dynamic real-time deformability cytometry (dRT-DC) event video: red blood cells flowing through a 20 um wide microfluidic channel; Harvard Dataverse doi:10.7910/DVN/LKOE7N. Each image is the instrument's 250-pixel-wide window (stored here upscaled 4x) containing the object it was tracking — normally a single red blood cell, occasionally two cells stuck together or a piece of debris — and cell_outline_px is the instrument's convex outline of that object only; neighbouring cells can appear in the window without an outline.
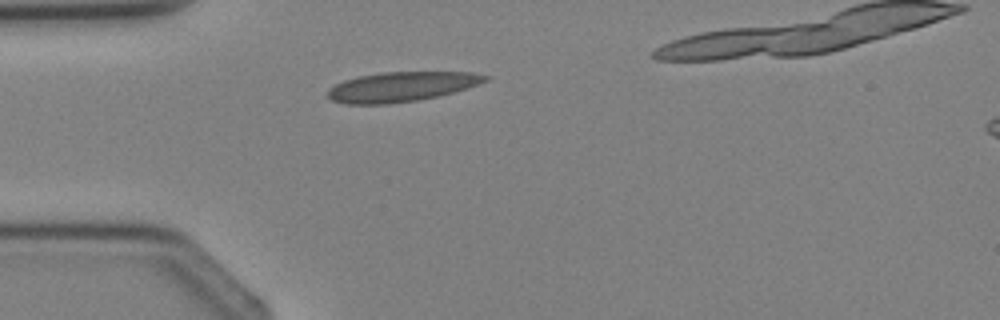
{"species": "Egyptian fruit bat (a non-hibernating species)", "species_latin": "Rousettus aegyptiacus", "temperature_condition": "cold", "stored_images_in_passage": 3, "camera_frame_rate_fps": 3000, "um_per_image_px": 0.085, "animal": {"sex": "female"}, "frame": {"image": 1, "passage_image": 2, "time_ms": 1.333, "image_size_px": [1000, 320], "cell_outline_px": [[492, 76], [488, 80], [452, 92], [436, 96], [416, 100], [388, 104], [344, 104], [332, 100], [328, 96], [328, 88], [344, 80], [356, 76], [380, 72], [468, 72]], "centroid_in_image_um": [34.06, 7.36], "position_along_channel_um": 50.9, "area_um2": 27.11}}